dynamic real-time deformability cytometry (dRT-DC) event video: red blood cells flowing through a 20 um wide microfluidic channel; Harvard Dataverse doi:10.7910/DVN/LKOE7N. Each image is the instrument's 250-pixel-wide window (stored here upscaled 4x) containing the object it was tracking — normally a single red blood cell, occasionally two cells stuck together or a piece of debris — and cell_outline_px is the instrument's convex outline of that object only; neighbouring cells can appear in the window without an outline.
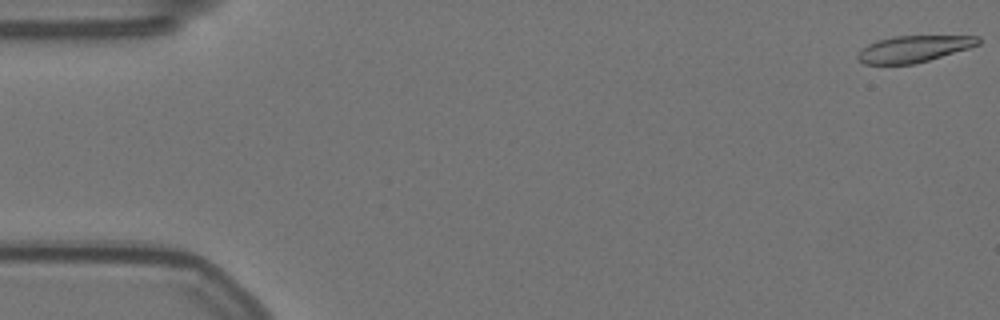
{"species": "Egyptian fruit bat (a non-hibernating species)", "species_latin": "Rousettus aegyptiacus", "temperature_condition": "warm", "stored_images_in_passage": 57, "camera_frame_rate_fps": 3000, "um_per_image_px": 0.085, "animal": {"sex": "female"}, "frame": {"image": 1, "passage_image": 1, "time_ms": 0.0, "image_size_px": [1000, 320], "cell_outline_px": [[980, 44], [968, 48], [916, 64], [864, 64], [856, 56], [868, 44], [876, 40], [892, 36], [980, 36]], "centroid_in_image_um": [77.67, 4.15], "position_along_channel_um": 7.3, "area_um2": 18.5}}
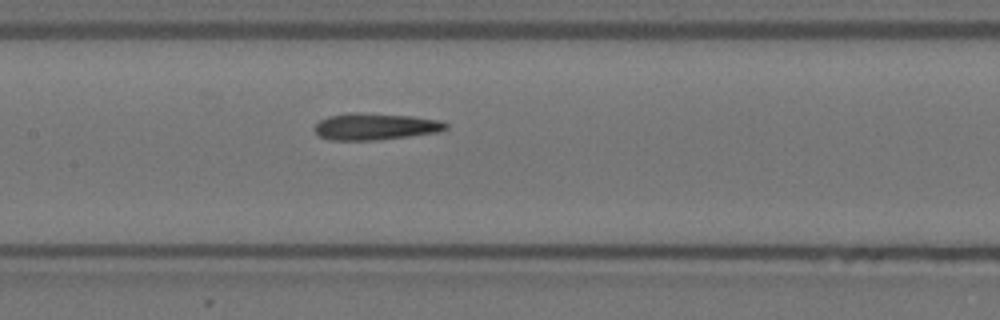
{"frame": {"image": 2, "passage_image": 27, "time_ms": 8.667, "image_size_px": [1000, 320], "cell_outline_px": [[448, 128], [436, 132], [408, 136], [372, 140], [328, 140], [320, 136], [312, 128], [320, 120], [328, 116], [352, 112], [360, 112], [412, 116], [440, 120], [448, 124]], "centroid_in_image_um": [31.86, 10.74], "position_along_channel_um": 175.5, "area_um2": 20.4}}
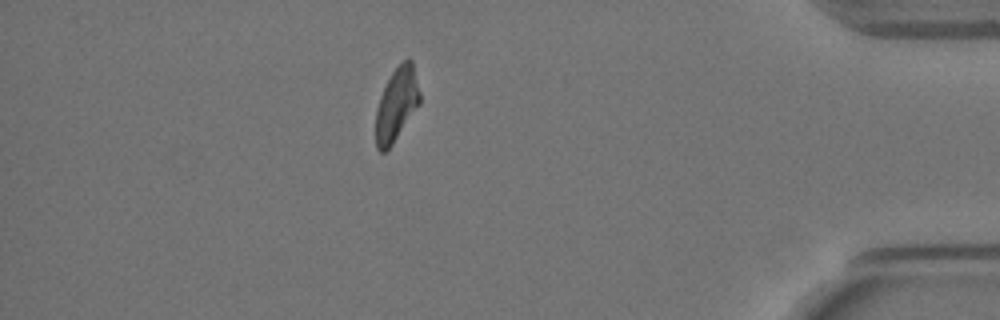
{"frame": {"image": 3, "passage_image": 50, "time_ms": 16.333, "image_size_px": [1000, 320], "cell_outline_px": [[420, 104], [392, 144], [384, 152], [380, 152], [376, 148], [376, 108], [380, 96], [392, 72], [408, 56], [412, 60], [420, 92]], "centroid_in_image_um": [33.72, 8.86], "position_along_channel_um": 401.5, "area_um2": 18.67}, "authors_computed_cell_mechanics": {"area_um2": 20.1144, "velocity_mm_per_s": 3.5273, "shape_relaxation_time_tau1_ms": null, "shape_relaxation_time_tau2_ms": 3.6378, "deformation_change_tau1": null, "deformation_change_tau2": 0.132}}